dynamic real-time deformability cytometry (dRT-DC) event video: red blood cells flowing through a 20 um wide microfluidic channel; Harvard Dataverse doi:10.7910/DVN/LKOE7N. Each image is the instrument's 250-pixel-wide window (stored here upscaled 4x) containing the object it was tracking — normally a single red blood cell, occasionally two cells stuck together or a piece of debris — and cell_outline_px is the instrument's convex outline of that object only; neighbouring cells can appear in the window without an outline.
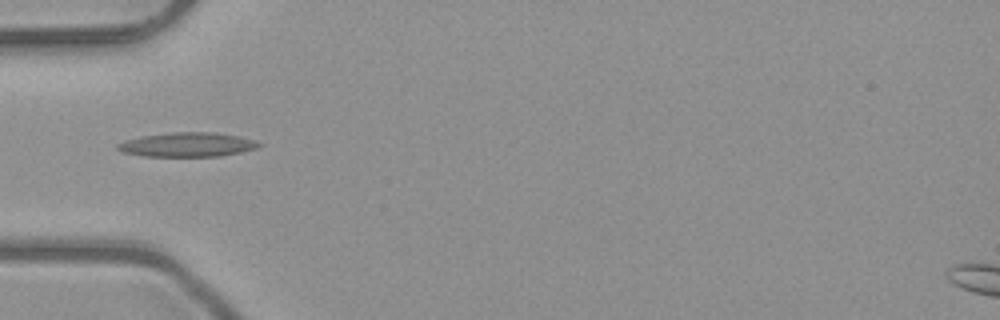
{"species": "common noctule bat (a hibernating species)", "species_latin": "Nyctalus noctula", "temperature_condition": "room temperature", "stored_images_in_passage": 34, "camera_frame_rate_fps": 3000, "um_per_image_px": 0.085, "animal": {"sex": "male", "body_mass_g": 23.1, "forearm_length_mm": 52.7}, "frame": {"image": 1, "passage_image": 1, "time_ms": 0.0, "image_size_px": [1000, 320], "cell_outline_px": [[264, 144], [256, 148], [240, 152], [220, 156], [144, 156], [120, 152], [116, 148], [116, 144], [124, 140], [144, 136], [172, 132], [212, 132], [236, 136], [256, 140]], "centroid_in_image_um": [15.9, 12.3], "position_along_channel_um": 69.1, "area_um2": 19.94}, "authors_computed_cell_mechanics": {"area_um2": 14.5945, "velocity_mm_per_s": 4.0257, "shape_relaxation_time_tau1_ms": 2.3105, "shape_relaxation_time_tau2_ms": 3.5314, "deformation_change_tau1": 0.0535, "deformation_change_tau2": 0.0663}}